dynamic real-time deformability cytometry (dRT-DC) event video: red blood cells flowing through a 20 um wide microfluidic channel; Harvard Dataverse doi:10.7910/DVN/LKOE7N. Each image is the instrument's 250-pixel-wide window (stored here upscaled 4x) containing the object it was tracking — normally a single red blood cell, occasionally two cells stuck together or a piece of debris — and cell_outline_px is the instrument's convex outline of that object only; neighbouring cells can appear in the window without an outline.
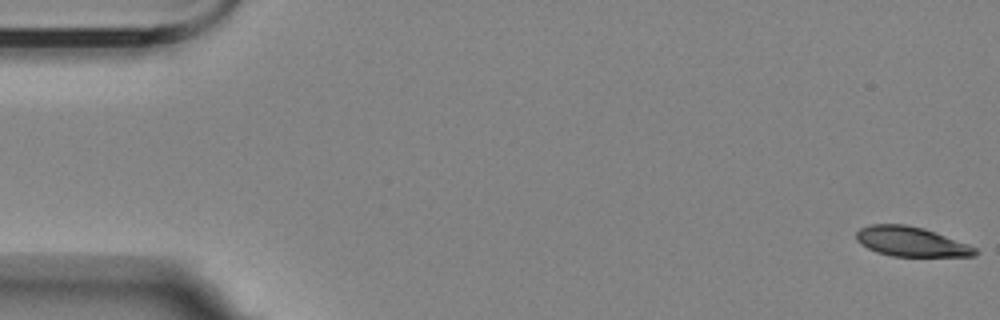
{"species": "Egyptian fruit bat (a non-hibernating species)", "species_latin": "Rousettus aegyptiacus", "temperature_condition": "room temperature", "stored_images_in_passage": 5, "camera_frame_rate_fps": 3000, "um_per_image_px": 0.085, "animal": {"sex": "female"}, "frame": {"image": 1, "passage_image": 1, "time_ms": 0.0, "image_size_px": [1000, 320], "cell_outline_px": [[980, 252], [976, 256], [892, 256], [876, 252], [860, 244], [856, 240], [856, 232], [860, 228], [872, 224], [904, 224], [924, 228], [968, 244], [976, 248]], "centroid_in_image_um": [77.44, 20.54], "position_along_channel_um": 7.6, "area_um2": 20.58}}